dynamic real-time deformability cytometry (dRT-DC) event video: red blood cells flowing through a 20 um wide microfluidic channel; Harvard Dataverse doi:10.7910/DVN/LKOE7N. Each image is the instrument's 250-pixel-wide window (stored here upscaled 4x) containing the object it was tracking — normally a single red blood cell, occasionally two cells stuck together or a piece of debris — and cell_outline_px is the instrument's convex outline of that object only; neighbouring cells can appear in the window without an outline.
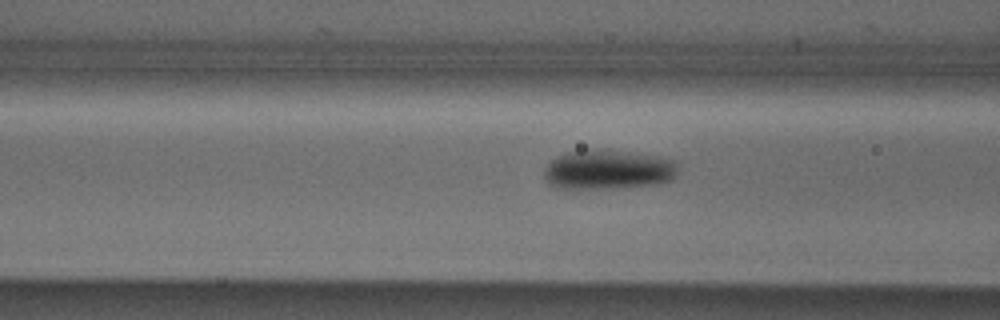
{"species": "Egyptian fruit bat (a non-hibernating species)", "species_latin": "Rousettus aegyptiacus", "temperature_condition": "cold", "stored_images_in_passage": 6, "camera_frame_rate_fps": 3000, "um_per_image_px": 0.085, "animal": {"sex": "male"}, "frame": {"image": 1, "passage_image": 6, "time_ms": 1.667, "image_size_px": [1000, 320], "cell_outline_px": [[676, 172], [672, 180], [660, 184], [608, 188], [560, 188], [548, 184], [544, 176], [544, 168], [556, 156], [568, 152], [596, 148], [660, 156], [676, 160]], "centroid_in_image_um": [51.69, 14.41], "position_along_channel_um": 114.9, "area_um2": 30.98}}